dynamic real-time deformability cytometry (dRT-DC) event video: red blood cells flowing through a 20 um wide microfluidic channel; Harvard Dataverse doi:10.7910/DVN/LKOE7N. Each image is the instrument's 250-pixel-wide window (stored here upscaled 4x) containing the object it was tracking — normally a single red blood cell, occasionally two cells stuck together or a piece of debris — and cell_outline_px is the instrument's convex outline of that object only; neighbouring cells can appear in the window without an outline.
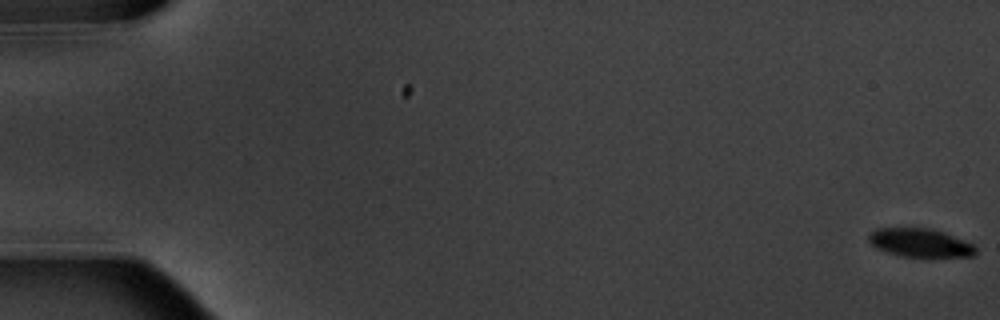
{"species": "common noctule bat (a hibernating species)", "species_latin": "Nyctalus noctula", "temperature_condition": "warm", "stored_images_in_passage": 6, "camera_frame_rate_fps": 3000, "um_per_image_px": 0.085, "animal": {"sex": "male", "body_mass_g": 20.1, "forearm_length_mm": 53.5}, "frame": {"image": 1, "passage_image": 1, "time_ms": 0.0, "image_size_px": [1000, 320], "cell_outline_px": [[976, 252], [972, 256], [904, 256], [888, 252], [876, 248], [868, 240], [868, 232], [876, 228], [928, 228], [944, 232], [972, 244], [976, 248]], "centroid_in_image_um": [78.16, 20.62], "position_along_channel_um": 6.8, "area_um2": 17.46}}
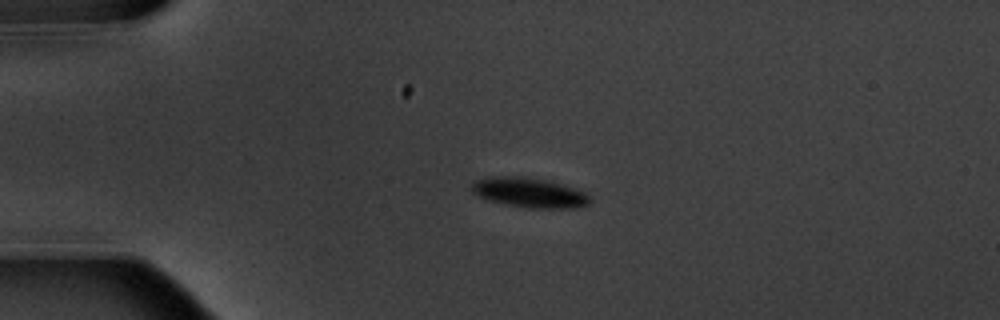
{"frame": {"image": 2, "passage_image": 5, "time_ms": 4.667, "image_size_px": [1000, 320], "cell_outline_px": [[592, 200], [588, 204], [580, 208], [528, 208], [504, 204], [488, 200], [472, 192], [472, 180], [488, 176], [524, 176], [564, 184], [576, 188], [584, 192]], "centroid_in_image_um": [44.99, 16.36], "position_along_channel_um": 40.0, "area_um2": 20.81}}
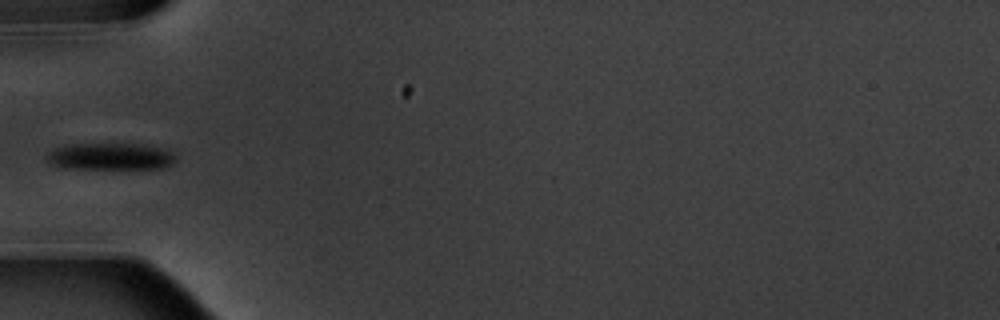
{"frame": {"image": 3, "passage_image": 6, "time_ms": 6.667, "image_size_px": [1000, 320], "cell_outline_px": [[176, 160], [168, 168], [56, 168], [44, 160], [44, 156], [48, 152], [56, 148], [72, 144], [144, 144], [160, 148], [172, 152], [176, 156]], "centroid_in_image_um": [9.34, 13.31], "position_along_channel_um": 75.7, "area_um2": 20.4}}